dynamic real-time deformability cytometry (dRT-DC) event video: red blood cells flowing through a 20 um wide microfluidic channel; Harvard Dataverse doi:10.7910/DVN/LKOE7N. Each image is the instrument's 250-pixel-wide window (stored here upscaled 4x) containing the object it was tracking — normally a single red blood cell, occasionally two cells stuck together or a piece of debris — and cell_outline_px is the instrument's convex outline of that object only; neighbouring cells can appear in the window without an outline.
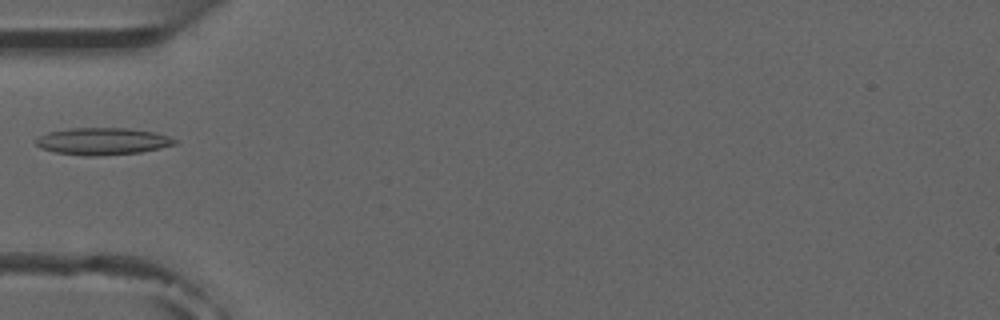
{"species": "common noctule bat (a hibernating species)", "species_latin": "Nyctalus noctula", "temperature_condition": "room temperature", "stored_images_in_passage": 6, "camera_frame_rate_fps": 3000, "um_per_image_px": 0.085, "animal": {"sex": "male", "forearm_length_mm": 52.5}, "frame": {"image": 1, "passage_image": 5, "time_ms": 4.667, "image_size_px": [1000, 320], "cell_outline_px": [[176, 144], [160, 148], [140, 152], [100, 156], [84, 156], [56, 152], [40, 148], [36, 144], [36, 140], [40, 136], [48, 132], [68, 128], [128, 128], [156, 132], [168, 136], [176, 140]], "centroid_in_image_um": [8.72, 12.01], "position_along_channel_um": 76.3, "area_um2": 21.91}}
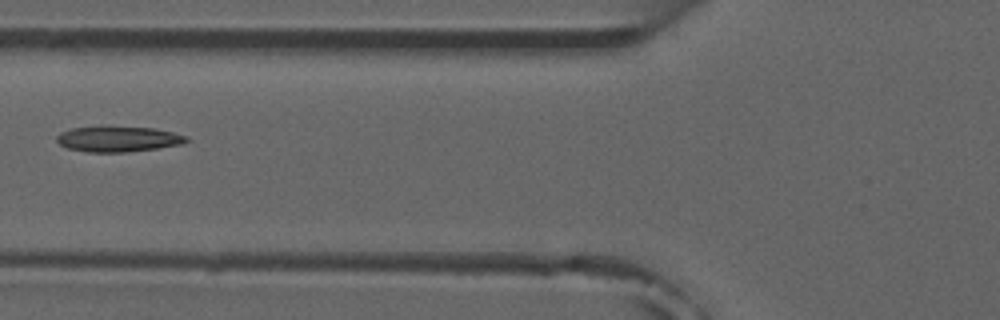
{"frame": {"image": 2, "passage_image": 6, "time_ms": 5.667, "image_size_px": [1000, 320], "cell_outline_px": [[188, 140], [180, 144], [156, 148], [124, 152], [88, 152], [68, 148], [60, 144], [56, 140], [56, 136], [60, 132], [72, 128], [156, 128], [188, 136]], "centroid_in_image_um": [10.03, 11.83], "position_along_channel_um": 115.8, "area_um2": 18.61}}